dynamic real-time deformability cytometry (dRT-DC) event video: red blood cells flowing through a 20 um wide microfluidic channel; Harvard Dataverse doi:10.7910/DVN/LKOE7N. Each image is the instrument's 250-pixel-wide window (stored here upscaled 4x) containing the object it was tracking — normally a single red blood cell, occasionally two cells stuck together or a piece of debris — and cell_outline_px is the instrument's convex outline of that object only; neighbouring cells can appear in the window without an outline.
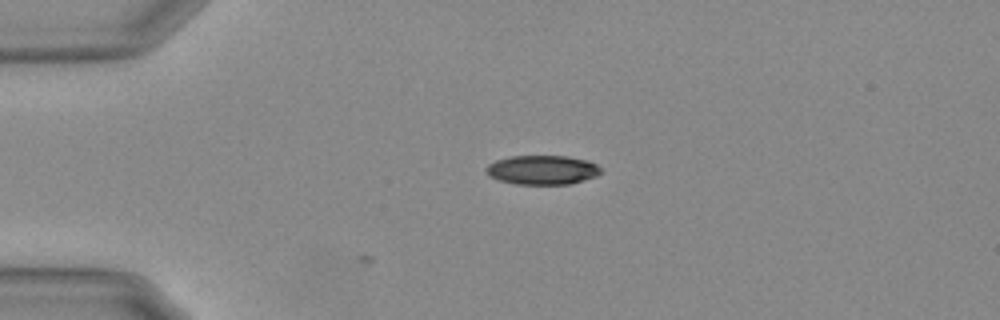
{"species": "Egyptian fruit bat (a non-hibernating species)", "species_latin": "Rousettus aegyptiacus", "temperature_condition": "warm", "stored_images_in_passage": 12, "camera_frame_rate_fps": 3000, "um_per_image_px": 0.085, "animal": {"sex": "female"}, "frame": {"image": 1, "passage_image": 1, "time_ms": 0.0, "image_size_px": [1000, 320], "cell_outline_px": [[600, 172], [596, 176], [568, 184], [516, 184], [500, 180], [492, 176], [484, 168], [488, 164], [496, 160], [512, 156], [568, 156], [588, 160], [596, 164], [600, 168]], "centroid_in_image_um": [46.11, 14.43], "position_along_channel_um": 38.9, "area_um2": 19.31}}